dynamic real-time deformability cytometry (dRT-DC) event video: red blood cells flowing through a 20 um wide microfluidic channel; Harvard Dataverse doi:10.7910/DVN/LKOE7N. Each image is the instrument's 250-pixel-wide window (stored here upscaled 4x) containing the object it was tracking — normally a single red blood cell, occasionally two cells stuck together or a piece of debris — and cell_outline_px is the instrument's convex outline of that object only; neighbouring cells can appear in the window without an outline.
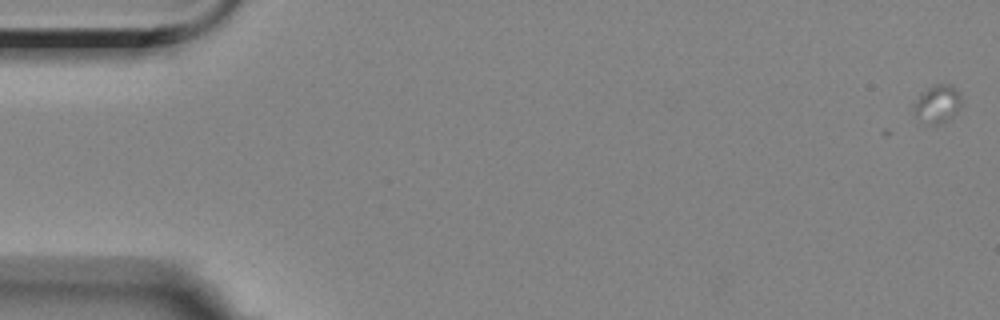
{"species": "Egyptian fruit bat (a non-hibernating species)", "species_latin": "Rousettus aegyptiacus", "temperature_condition": "room temperature", "stored_images_in_passage": 8, "camera_frame_rate_fps": 3000, "um_per_image_px": 0.085, "animal": {"sex": "female"}, "frame": {"image": 1, "passage_image": 2, "time_ms": 0.333, "image_size_px": [1000, 320], "cell_outline_px": [[960, 104], [956, 112], [948, 120], [940, 124], [936, 124], [912, 112], [912, 108], [920, 92], [944, 80], [952, 84], [960, 92]], "centroid_in_image_um": [79.71, 8.73], "position_along_channel_um": 5.3, "area_um2": 10.4}}